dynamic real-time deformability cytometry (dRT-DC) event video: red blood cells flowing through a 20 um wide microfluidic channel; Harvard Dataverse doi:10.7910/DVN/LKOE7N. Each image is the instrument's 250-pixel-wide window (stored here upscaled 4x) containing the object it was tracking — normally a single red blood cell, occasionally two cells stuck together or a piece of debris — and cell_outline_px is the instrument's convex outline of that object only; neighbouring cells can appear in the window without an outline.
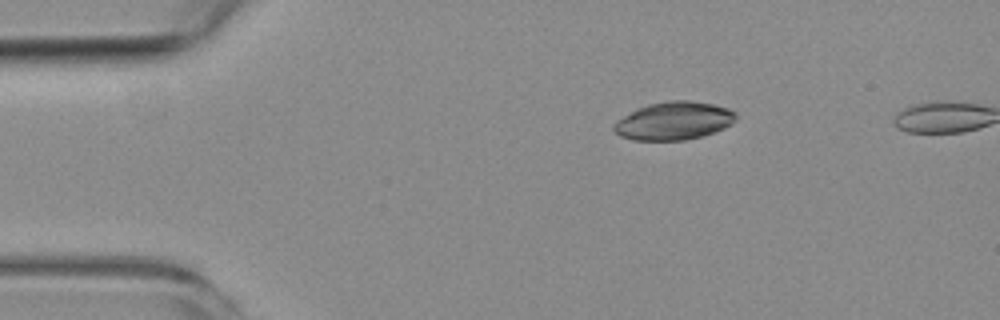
{"species": "common noctule bat (a hibernating species)", "species_latin": "Nyctalus noctula", "temperature_condition": "room temperature", "stored_images_in_passage": 4, "camera_frame_rate_fps": 3000, "um_per_image_px": 0.085, "animal": {"sex": "female", "body_mass_g": 19.3, "forearm_length_mm": 54.1}, "frame": {"image": 1, "passage_image": 1, "time_ms": 0.0, "image_size_px": [1000, 320], "cell_outline_px": [[736, 120], [732, 124], [724, 128], [700, 136], [684, 140], [632, 140], [620, 136], [612, 128], [612, 124], [616, 120], [636, 108], [648, 104], [668, 100], [688, 100], [716, 104], [728, 108], [736, 112]], "centroid_in_image_um": [57.26, 10.25], "position_along_channel_um": 27.7, "area_um2": 27.28}}